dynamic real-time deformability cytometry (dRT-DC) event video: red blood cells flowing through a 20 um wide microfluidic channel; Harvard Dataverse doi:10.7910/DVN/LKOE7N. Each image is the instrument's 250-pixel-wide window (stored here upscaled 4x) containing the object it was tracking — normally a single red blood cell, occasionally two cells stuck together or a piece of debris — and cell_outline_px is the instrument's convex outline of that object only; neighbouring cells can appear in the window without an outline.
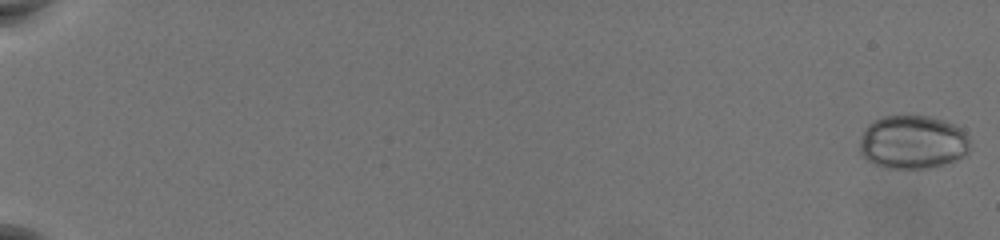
{"species": "common noctule bat (a hibernating species)", "species_latin": "Nyctalus noctula", "temperature_condition": "warm", "stored_images_in_passage": 60, "camera_frame_rate_fps": 3000, "um_per_image_px": 0.085, "animal": {"sex": "female", "body_mass_g": 19.5, "forearm_length_mm": 54.1}, "frame": {"image": 1, "passage_image": 1, "time_ms": 0.0, "image_size_px": [1000, 240], "cell_outline_px": [[968, 156], [956, 160], [928, 168], [884, 168], [868, 160], [860, 152], [860, 136], [868, 124], [884, 116], [928, 116], [944, 120], [960, 128], [968, 136]], "centroid_in_image_um": [77.58, 12.09], "position_along_channel_um": 7.4, "area_um2": 34.39}}
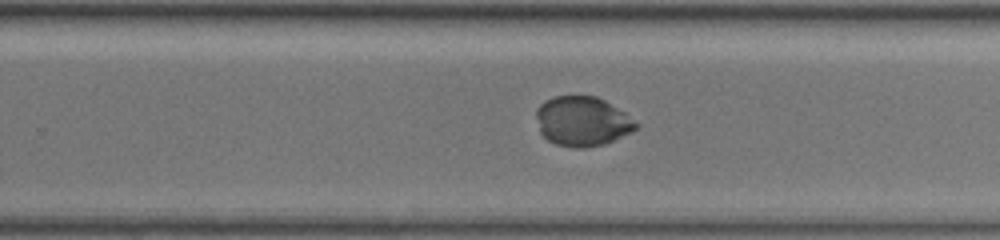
{"frame": {"image": 2, "passage_image": 42, "time_ms": 13.667, "image_size_px": [1000, 240], "cell_outline_px": [[636, 128], [632, 132], [604, 144], [584, 148], [572, 148], [556, 144], [548, 140], [540, 132], [536, 116], [536, 108], [544, 100], [552, 96], [596, 96], [604, 100], [624, 112], [636, 124]], "centroid_in_image_um": [49.45, 10.31], "position_along_channel_um": 280.4, "area_um2": 28.73}}
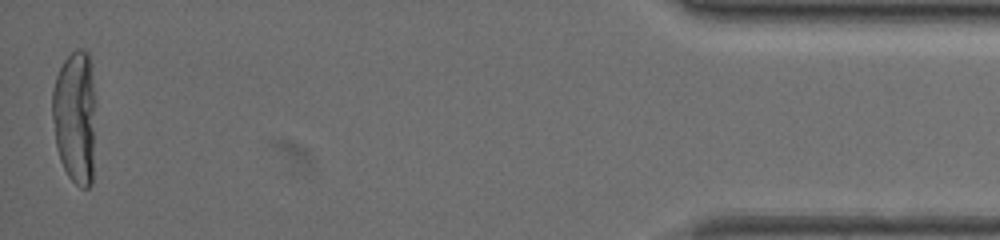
{"frame": {"image": 3, "passage_image": 60, "time_ms": 19.667, "image_size_px": [1000, 240], "cell_outline_px": [[92, 184], [88, 188], [80, 188], [68, 176], [60, 160], [56, 148], [52, 116], [52, 92], [56, 76], [64, 60], [76, 48], [84, 48], [88, 52], [92, 64]], "centroid_in_image_um": [6.33, 9.91], "position_along_channel_um": 428.9, "area_um2": 33.06}}